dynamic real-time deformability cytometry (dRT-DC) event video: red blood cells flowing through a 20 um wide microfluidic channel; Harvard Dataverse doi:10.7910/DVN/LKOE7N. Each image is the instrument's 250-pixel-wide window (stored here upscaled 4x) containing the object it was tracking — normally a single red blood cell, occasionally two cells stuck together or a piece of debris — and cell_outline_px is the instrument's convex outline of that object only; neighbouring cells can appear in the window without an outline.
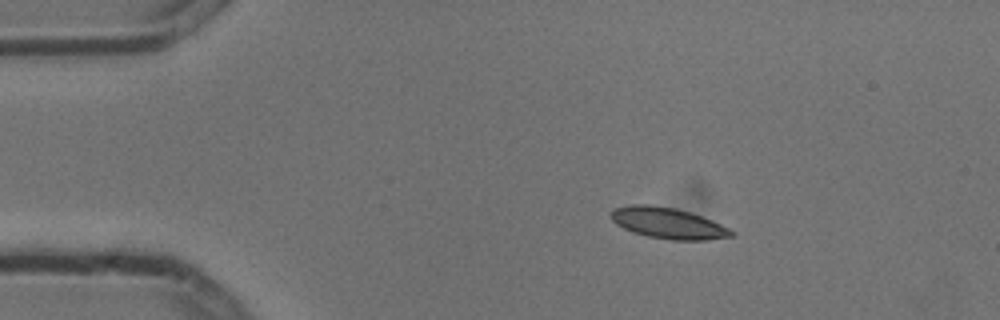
{"species": "common noctule bat (a hibernating species)", "species_latin": "Nyctalus noctula", "temperature_condition": "cold", "stored_images_in_passage": 3, "camera_frame_rate_fps": 3000, "um_per_image_px": 0.085, "animal": {"sex": "male", "body_mass_g": 13.3}, "frame": {"image": 1, "passage_image": 2, "time_ms": 0.333, "image_size_px": [1000, 320], "cell_outline_px": [[736, 236], [708, 240], [672, 240], [648, 236], [632, 232], [616, 224], [612, 220], [612, 208], [632, 204], [648, 204], [672, 208], [688, 212], [712, 220], [736, 232]], "centroid_in_image_um": [56.8, 18.98], "position_along_channel_um": 28.2, "area_um2": 21.68}}